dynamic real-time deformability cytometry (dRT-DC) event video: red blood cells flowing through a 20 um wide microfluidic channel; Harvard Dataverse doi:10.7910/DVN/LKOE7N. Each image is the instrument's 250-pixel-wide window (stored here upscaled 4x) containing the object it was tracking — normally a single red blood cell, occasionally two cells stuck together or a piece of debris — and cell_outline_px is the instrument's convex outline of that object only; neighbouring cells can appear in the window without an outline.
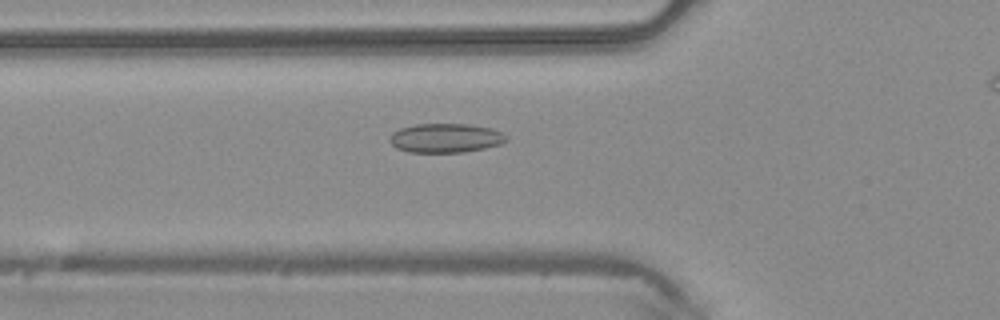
{"species": "common noctule bat (a hibernating species)", "species_latin": "Nyctalus noctula", "temperature_condition": "warm", "stored_images_in_passage": 42, "camera_frame_rate_fps": 3000, "um_per_image_px": 0.085, "animal": {"sex": "male", "body_mass_g": 20.4}, "frame": {"image": 1, "passage_image": 17, "time_ms": 5.333, "image_size_px": [1000, 320], "cell_outline_px": [[508, 140], [500, 144], [484, 148], [464, 152], [408, 152], [396, 148], [392, 144], [392, 132], [400, 128], [416, 124], [468, 124], [492, 128], [508, 136]], "centroid_in_image_um": [37.9, 11.73], "position_along_channel_um": 87.9, "area_um2": 19.71}}
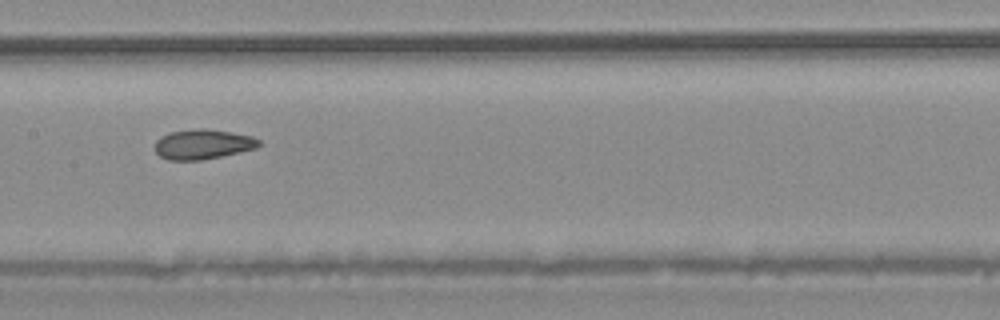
{"frame": {"image": 2, "passage_image": 24, "time_ms": 7.667, "image_size_px": [1000, 320], "cell_outline_px": [[260, 144], [256, 148], [240, 152], [200, 160], [168, 160], [160, 156], [156, 152], [156, 140], [160, 136], [168, 132], [200, 128], [204, 128], [252, 136], [260, 140]], "centroid_in_image_um": [17.22, 12.26], "position_along_channel_um": 190.2, "area_um2": 17.98}}
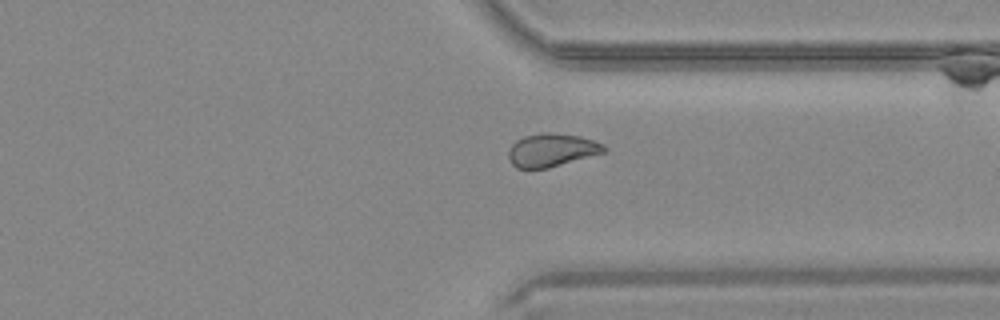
{"frame": {"image": 3, "passage_image": 36, "time_ms": 11.667, "image_size_px": [1000, 320], "cell_outline_px": [[608, 148], [604, 152], [548, 168], [516, 168], [508, 160], [508, 152], [512, 144], [516, 140], [524, 136], [544, 132], [548, 132], [580, 136], [604, 144]], "centroid_in_image_um": [46.87, 12.75], "position_along_channel_um": 364.5, "area_um2": 18.38}}